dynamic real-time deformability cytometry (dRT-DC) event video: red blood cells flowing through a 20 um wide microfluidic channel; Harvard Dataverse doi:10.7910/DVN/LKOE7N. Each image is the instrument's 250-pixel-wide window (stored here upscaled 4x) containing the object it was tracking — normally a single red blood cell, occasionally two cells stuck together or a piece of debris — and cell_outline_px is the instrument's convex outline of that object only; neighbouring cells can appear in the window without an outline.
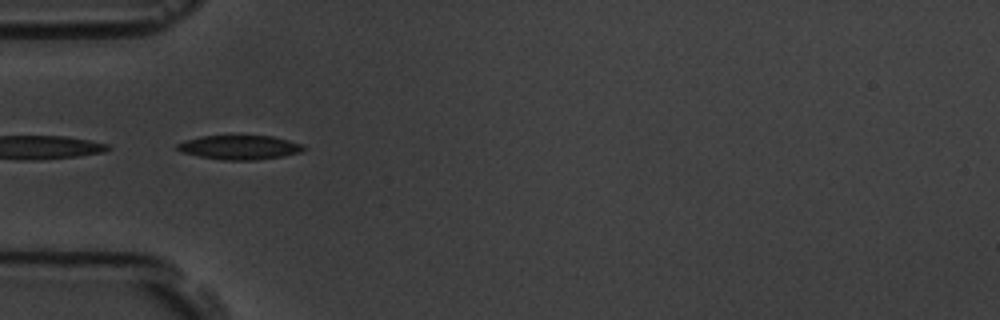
{"species": "common noctule bat (a hibernating species)", "species_latin": "Nyctalus noctula", "temperature_condition": "room temperature", "stored_images_in_passage": 6, "camera_frame_rate_fps": 3000, "um_per_image_px": 0.085, "animal": {"sex": "male", "body_mass_g": 19.5, "forearm_length_mm": 54.6}, "frame": {"image": 1, "passage_image": 2, "time_ms": 1.0, "image_size_px": [1000, 320], "cell_outline_px": [[308, 148], [304, 152], [284, 156], [256, 160], [224, 160], [200, 156], [184, 152], [176, 148], [176, 144], [200, 136], [272, 136], [304, 144]], "centroid_in_image_um": [20.47, 12.53], "position_along_channel_um": 64.5, "area_um2": 17.8}}
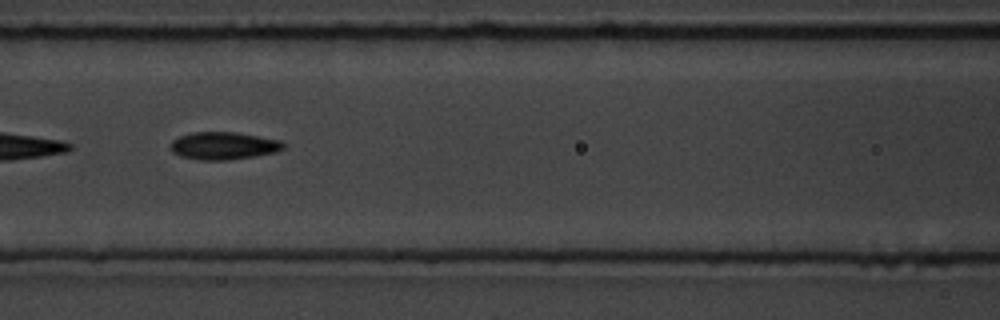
{"frame": {"image": 2, "passage_image": 4, "time_ms": 3.333, "image_size_px": [1000, 320], "cell_outline_px": [[284, 148], [276, 152], [256, 156], [228, 160], [200, 160], [180, 156], [172, 152], [172, 140], [180, 136], [192, 132], [236, 132], [280, 140], [284, 144]], "centroid_in_image_um": [19.01, 12.39], "position_along_channel_um": 147.6, "area_um2": 18.09}}
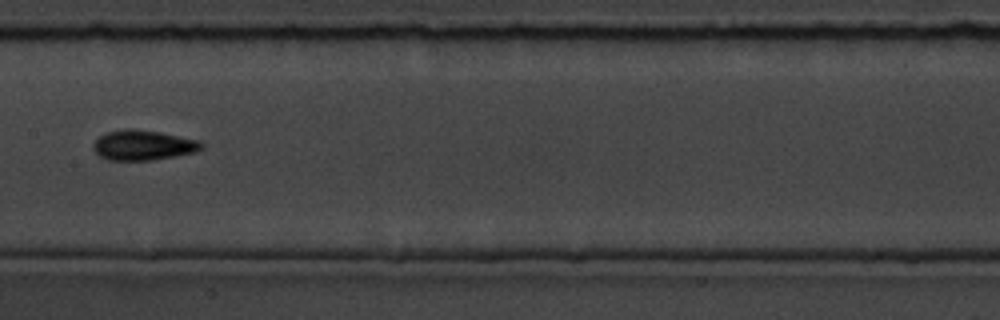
{"frame": {"image": 3, "passage_image": 5, "time_ms": 4.667, "image_size_px": [1000, 320], "cell_outline_px": [[204, 148], [196, 152], [176, 156], [152, 160], [108, 160], [100, 156], [92, 148], [92, 144], [100, 136], [108, 132], [124, 128], [132, 128], [160, 132], [200, 140], [204, 144]], "centroid_in_image_um": [12.2, 12.34], "position_along_channel_um": 195.2, "area_um2": 19.13}}